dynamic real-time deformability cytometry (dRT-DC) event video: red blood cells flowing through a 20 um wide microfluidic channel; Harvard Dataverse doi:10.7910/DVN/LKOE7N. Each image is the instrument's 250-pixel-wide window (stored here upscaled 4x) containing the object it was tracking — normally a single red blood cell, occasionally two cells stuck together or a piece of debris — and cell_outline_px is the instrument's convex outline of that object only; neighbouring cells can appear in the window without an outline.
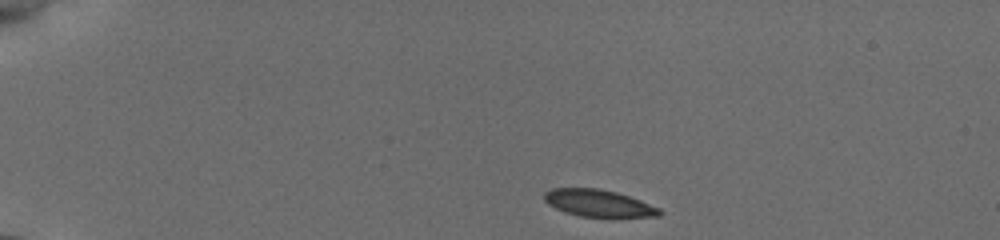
{"species": "common noctule bat (a hibernating species)", "species_latin": "Nyctalus noctula", "temperature_condition": "cold", "stored_images_in_passage": 10, "camera_frame_rate_fps": 3000, "um_per_image_px": 0.085, "animal": {"sex": "female", "body_mass_g": 19.5, "forearm_length_mm": 54.1}, "frame": {"image": 1, "passage_image": 1, "time_ms": 0.0, "image_size_px": [1000, 240], "cell_outline_px": [[664, 212], [660, 216], [612, 220], [580, 216], [564, 212], [548, 204], [544, 200], [544, 192], [552, 188], [600, 188], [616, 192], [640, 200], [660, 208]], "centroid_in_image_um": [50.95, 17.33], "position_along_channel_um": 34.0, "area_um2": 19.13}}